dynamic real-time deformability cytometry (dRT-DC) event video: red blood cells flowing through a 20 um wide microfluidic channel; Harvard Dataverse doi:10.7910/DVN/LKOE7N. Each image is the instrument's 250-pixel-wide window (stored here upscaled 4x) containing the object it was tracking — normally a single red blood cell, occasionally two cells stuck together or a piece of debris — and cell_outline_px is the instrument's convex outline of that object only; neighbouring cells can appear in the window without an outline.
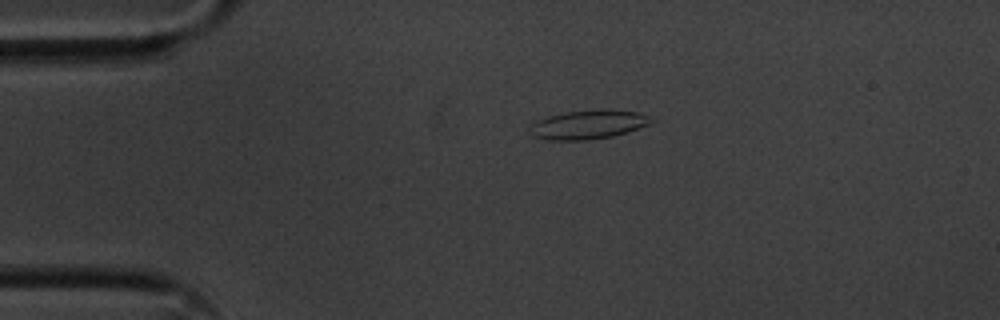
{"species": "common noctule bat (a hibernating species)", "species_latin": "Nyctalus noctula", "temperature_condition": "cold", "stored_images_in_passage": 5, "camera_frame_rate_fps": 3000, "um_per_image_px": 0.085, "animal": {"sex": "male", "body_mass_g": 20.1, "forearm_length_mm": 53.5}, "frame": {"image": 1, "passage_image": 4, "time_ms": 1.0, "image_size_px": [1000, 320], "cell_outline_px": [[656, 120], [648, 124], [612, 136], [588, 140], [548, 140], [532, 136], [528, 132], [532, 124], [536, 120], [548, 116], [568, 112], [600, 108], [608, 108], [640, 112], [652, 116]], "centroid_in_image_um": [50.01, 10.56], "position_along_channel_um": 35.0, "area_um2": 20.75}}